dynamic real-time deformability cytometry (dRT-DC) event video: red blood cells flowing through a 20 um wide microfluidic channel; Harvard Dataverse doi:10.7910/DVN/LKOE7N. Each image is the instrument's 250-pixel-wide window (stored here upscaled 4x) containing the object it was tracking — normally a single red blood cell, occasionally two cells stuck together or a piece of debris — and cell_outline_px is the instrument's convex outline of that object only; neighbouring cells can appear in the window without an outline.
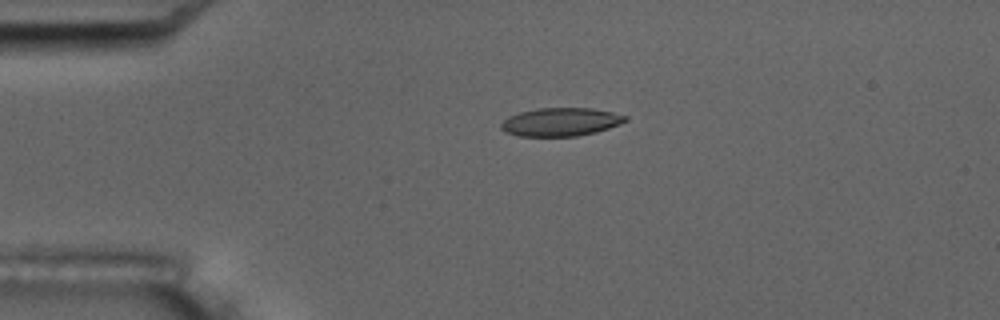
{"species": "common noctule bat (a hibernating species)", "species_latin": "Nyctalus noctula", "temperature_condition": "room temperature", "stored_images_in_passage": 4, "camera_frame_rate_fps": 3000, "um_per_image_px": 0.085, "animal": {"sex": "male", "body_mass_g": 17.5, "forearm_length_mm": 52.3}, "frame": {"image": 1, "passage_image": 3, "time_ms": 3.333, "image_size_px": [1000, 320], "cell_outline_px": [[628, 120], [620, 124], [596, 132], [576, 136], [520, 136], [504, 132], [500, 128], [500, 124], [508, 116], [520, 112], [536, 108], [592, 108], [612, 112], [628, 116]], "centroid_in_image_um": [47.65, 10.36], "position_along_channel_um": 37.4, "area_um2": 20.58}}